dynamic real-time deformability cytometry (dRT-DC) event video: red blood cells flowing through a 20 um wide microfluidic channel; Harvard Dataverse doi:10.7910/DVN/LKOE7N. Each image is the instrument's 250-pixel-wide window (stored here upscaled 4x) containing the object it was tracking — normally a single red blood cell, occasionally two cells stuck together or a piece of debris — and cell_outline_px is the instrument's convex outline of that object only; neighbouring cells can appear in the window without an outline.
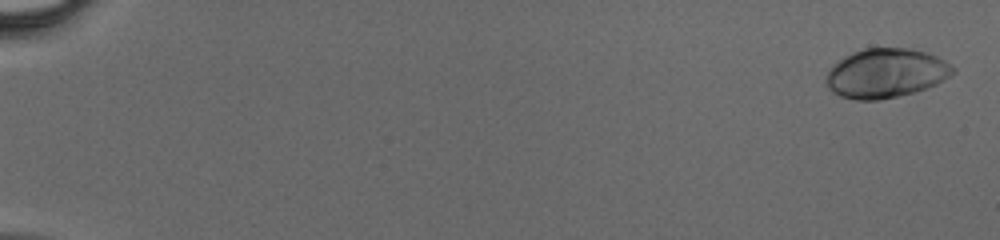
{"species": "human", "species_latin": "Homo sapiens", "temperature_condition": "cold", "stored_images_in_passage": 48, "camera_frame_rate_fps": 3000, "um_per_image_px": 0.085, "donor": {"sex": "male"}, "frame": {"image": 1, "passage_image": 2, "time_ms": 0.333, "image_size_px": [1000, 240], "cell_outline_px": [[956, 72], [936, 84], [928, 88], [916, 92], [880, 100], [856, 100], [840, 96], [832, 92], [828, 88], [824, 80], [832, 64], [844, 56], [852, 52], [864, 48], [912, 48], [936, 56], [944, 60], [956, 68]], "centroid_in_image_um": [75.28, 6.23], "position_along_channel_um": 9.7, "area_um2": 36.76}}
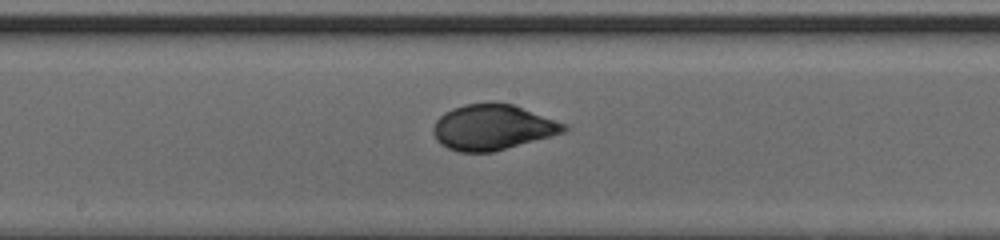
{"frame": {"image": 2, "passage_image": 28, "time_ms": 9.0, "image_size_px": [1000, 240], "cell_outline_px": [[568, 128], [564, 132], [552, 136], [492, 152], [460, 152], [448, 148], [440, 144], [436, 140], [432, 132], [432, 128], [436, 120], [444, 112], [452, 108], [464, 104], [492, 100], [512, 104], [568, 124]], "centroid_in_image_um": [41.85, 10.79], "position_along_channel_um": 206.4, "area_um2": 35.08}}
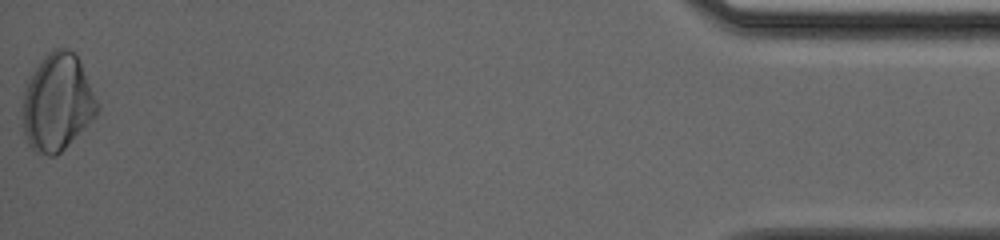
{"frame": {"image": 3, "passage_image": 48, "time_ms": 15.667, "image_size_px": [1000, 240], "cell_outline_px": [[100, 108], [96, 116], [56, 156], [48, 156], [36, 152], [28, 144], [24, 136], [24, 92], [28, 80], [44, 56], [48, 52], [56, 48], [68, 48], [76, 52], [80, 60], [100, 104]], "centroid_in_image_um": [4.91, 8.69], "position_along_channel_um": 430.3, "area_um2": 42.19}}